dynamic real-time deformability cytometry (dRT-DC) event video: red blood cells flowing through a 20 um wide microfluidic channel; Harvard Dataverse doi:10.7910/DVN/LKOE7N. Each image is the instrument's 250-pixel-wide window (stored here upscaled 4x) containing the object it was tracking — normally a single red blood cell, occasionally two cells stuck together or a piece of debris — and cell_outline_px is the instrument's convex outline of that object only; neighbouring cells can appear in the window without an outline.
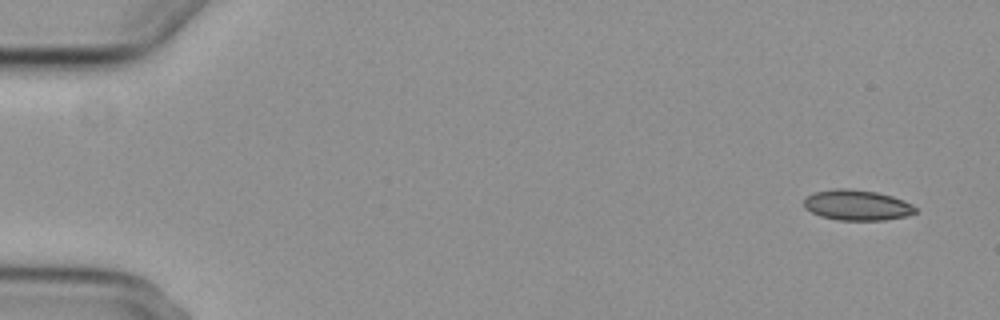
{"species": "common noctule bat (a hibernating species)", "species_latin": "Nyctalus noctula", "temperature_condition": "cold", "stored_images_in_passage": 6, "camera_frame_rate_fps": 3000, "um_per_image_px": 0.085, "animal": {"sex": "female", "body_mass_g": 29.2, "forearm_length_mm": 56.3}, "frame": {"image": 1, "passage_image": 1, "time_ms": 0.0, "image_size_px": [1000, 320], "cell_outline_px": [[916, 212], [908, 216], [884, 220], [836, 220], [820, 216], [804, 208], [804, 200], [812, 192], [836, 188], [848, 188], [876, 192], [892, 196], [904, 200], [912, 204], [916, 208]], "centroid_in_image_um": [72.84, 17.43], "position_along_channel_um": 12.2, "area_um2": 19.94}}
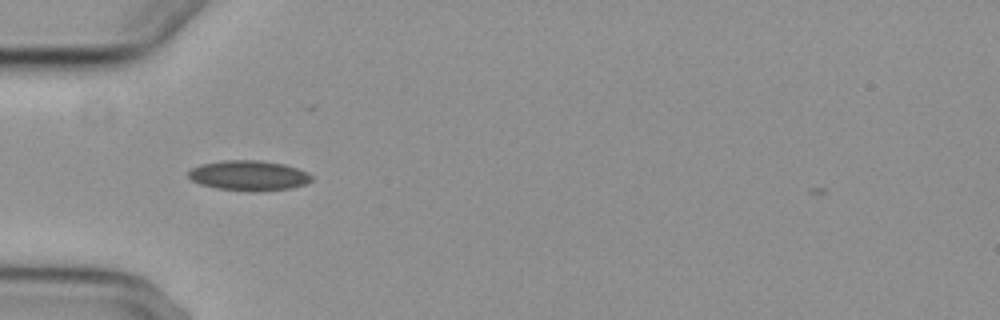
{"frame": {"image": 2, "passage_image": 5, "time_ms": 5.0, "image_size_px": [1000, 320], "cell_outline_px": [[312, 180], [304, 184], [292, 188], [256, 192], [248, 192], [216, 188], [200, 184], [192, 180], [188, 176], [188, 172], [192, 168], [200, 164], [224, 160], [256, 160], [284, 164], [296, 168], [312, 176]], "centroid_in_image_um": [21.11, 14.93], "position_along_channel_um": 63.9, "area_um2": 21.62}}
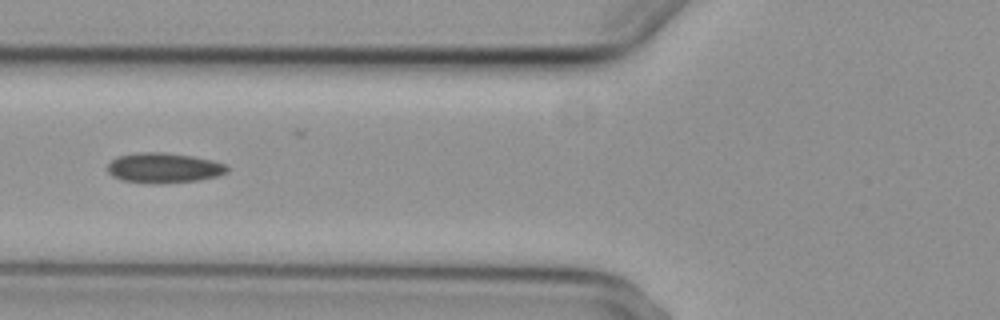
{"frame": {"image": 3, "passage_image": 6, "time_ms": 6.333, "image_size_px": [1000, 320], "cell_outline_px": [[228, 172], [220, 176], [200, 180], [164, 184], [152, 184], [124, 180], [112, 176], [108, 172], [108, 164], [116, 156], [140, 152], [164, 152], [192, 156], [212, 160], [228, 164]], "centroid_in_image_um": [13.97, 14.28], "position_along_channel_um": 111.8, "area_um2": 21.33}}